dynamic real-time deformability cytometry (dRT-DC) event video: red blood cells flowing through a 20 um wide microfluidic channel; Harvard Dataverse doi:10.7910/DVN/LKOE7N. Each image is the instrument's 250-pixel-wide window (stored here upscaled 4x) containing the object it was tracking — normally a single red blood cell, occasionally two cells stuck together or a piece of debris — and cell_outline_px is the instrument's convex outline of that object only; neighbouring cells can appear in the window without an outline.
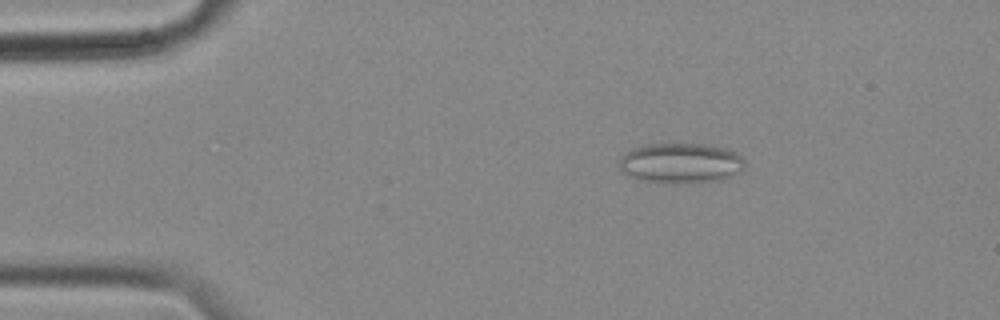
{"species": "common noctule bat (a hibernating species)", "species_latin": "Nyctalus noctula", "temperature_condition": "cold", "stored_images_in_passage": 56, "camera_frame_rate_fps": 3000, "um_per_image_px": 0.085, "animal": {"sex": "female", "body_mass_g": 18.4}, "frame": {"image": 1, "passage_image": 9, "time_ms": 2.667, "image_size_px": [1000, 320], "cell_outline_px": [[744, 168], [740, 172], [720, 180], [644, 180], [628, 176], [616, 164], [632, 148], [648, 144], [700, 144], [724, 148], [736, 152], [744, 160]], "centroid_in_image_um": [57.87, 13.81], "position_along_channel_um": 27.1, "area_um2": 28.15}}
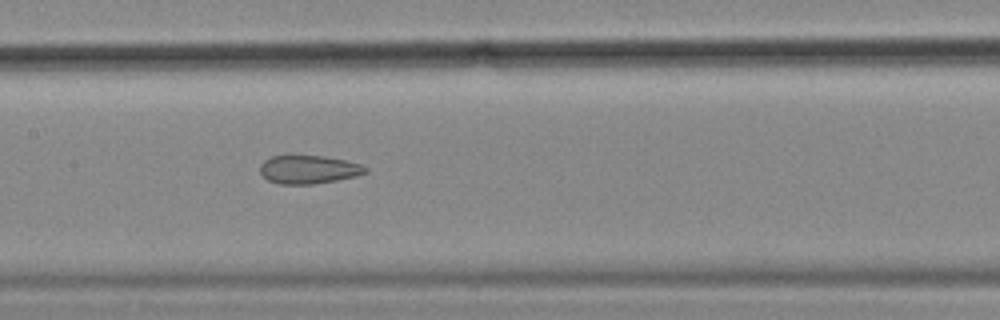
{"frame": {"image": 2, "passage_image": 27, "time_ms": 8.667, "image_size_px": [1000, 320], "cell_outline_px": [[368, 172], [356, 176], [336, 180], [312, 184], [280, 184], [268, 180], [260, 172], [260, 164], [264, 160], [272, 156], [288, 152], [324, 156], [344, 160], [360, 164], [368, 168]], "centroid_in_image_um": [26.18, 14.36], "position_along_channel_um": 181.2, "area_um2": 18.03}}
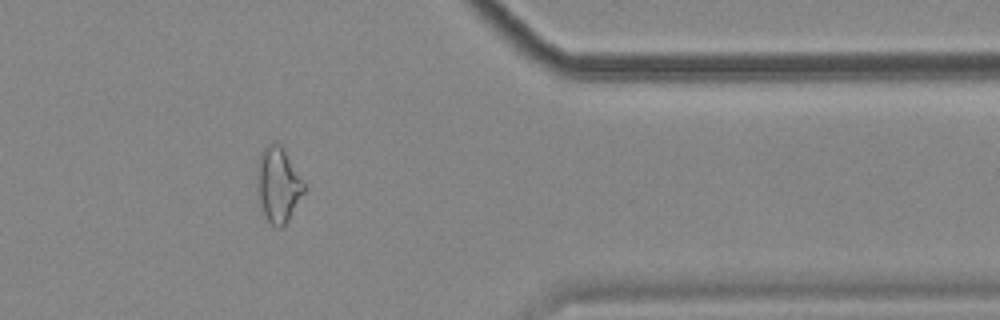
{"frame": {"image": 3, "passage_image": 46, "time_ms": 15.0, "image_size_px": [1000, 320], "cell_outline_px": [[308, 188], [288, 220], [280, 228], [276, 228], [268, 220], [260, 204], [256, 188], [256, 160], [260, 152], [272, 140], [276, 140], [284, 148]], "centroid_in_image_um": [23.64, 15.64], "position_along_channel_um": 387.8, "area_um2": 21.21}, "authors_computed_cell_mechanics": {"area_um2": 21.6461, "velocity_mm_per_s": 3.5468, "shape_relaxation_time_tau1_ms": null, "shape_relaxation_time_tau2_ms": 2.5471, "deformation_change_tau1": null, "deformation_change_tau2": 0.1091}}